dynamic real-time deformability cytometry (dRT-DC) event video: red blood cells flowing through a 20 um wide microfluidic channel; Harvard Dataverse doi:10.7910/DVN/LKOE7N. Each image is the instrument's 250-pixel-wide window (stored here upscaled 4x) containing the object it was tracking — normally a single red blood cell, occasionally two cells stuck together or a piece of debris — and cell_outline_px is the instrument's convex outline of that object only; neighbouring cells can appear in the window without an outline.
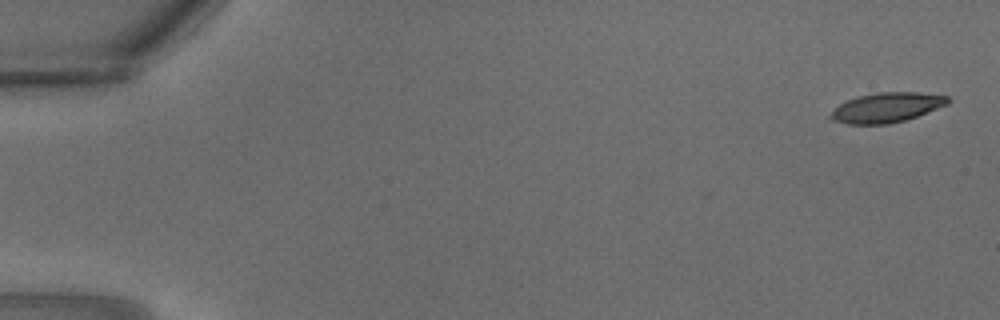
{"species": "common noctule bat (a hibernating species)", "species_latin": "Nyctalus noctula", "temperature_condition": "warm", "stored_images_in_passage": 8, "camera_frame_rate_fps": 3000, "um_per_image_px": 0.085, "animal": {"sex": "male", "body_mass_g": 18.8}, "frame": {"image": 1, "passage_image": 1, "time_ms": 0.0, "image_size_px": [1000, 320], "cell_outline_px": [[952, 100], [948, 104], [916, 116], [904, 120], [888, 124], [848, 124], [832, 120], [828, 116], [840, 104], [856, 96], [876, 92], [916, 92], [948, 96]], "centroid_in_image_um": [75.37, 9.13], "position_along_channel_um": 9.6, "area_um2": 20.23}}
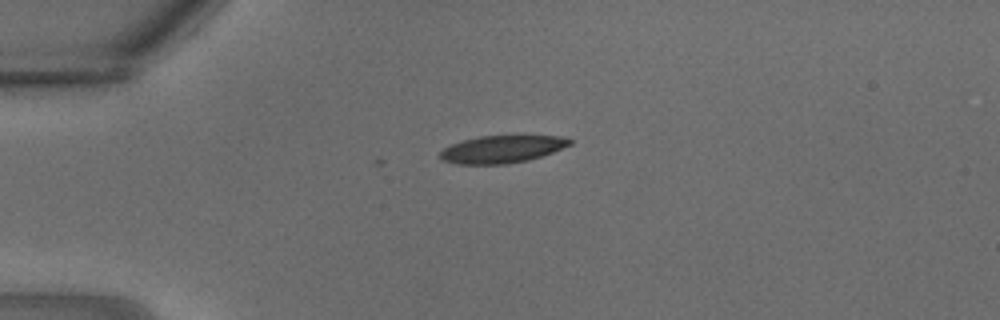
{"frame": {"image": 2, "passage_image": 8, "time_ms": 2.333, "image_size_px": [1000, 320], "cell_outline_px": [[572, 144], [552, 152], [528, 160], [504, 164], [456, 164], [440, 160], [440, 152], [444, 148], [452, 144], [464, 140], [480, 136], [560, 136], [572, 140]], "centroid_in_image_um": [42.64, 12.69], "position_along_channel_um": 42.4, "area_um2": 20.52}}